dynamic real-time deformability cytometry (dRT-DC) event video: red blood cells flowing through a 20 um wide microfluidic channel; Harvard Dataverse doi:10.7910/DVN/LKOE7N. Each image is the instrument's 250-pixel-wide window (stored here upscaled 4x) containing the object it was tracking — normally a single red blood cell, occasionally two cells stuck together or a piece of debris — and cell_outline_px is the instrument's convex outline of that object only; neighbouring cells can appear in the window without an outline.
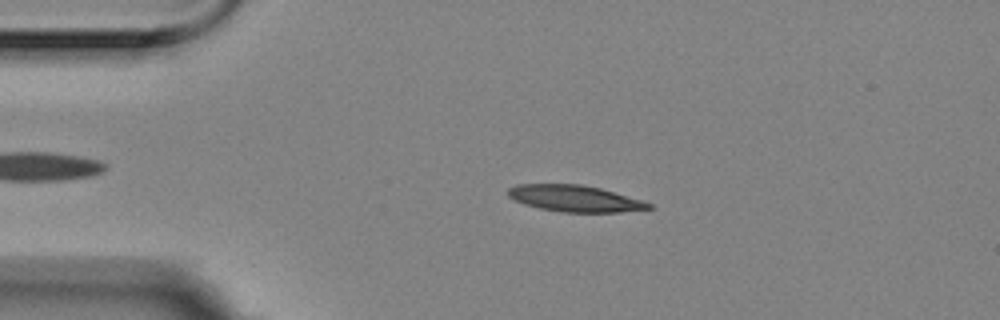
{"species": "Egyptian fruit bat (a non-hibernating species)", "species_latin": "Rousettus aegyptiacus", "temperature_condition": "room temperature", "stored_images_in_passage": 3, "camera_frame_rate_fps": 3000, "um_per_image_px": 0.085, "animal": {"sex": "female"}, "frame": {"image": 1, "passage_image": 2, "time_ms": 0.333, "image_size_px": [1000, 320], "cell_outline_px": [[656, 208], [620, 212], [564, 212], [540, 208], [524, 204], [508, 196], [508, 188], [516, 184], [580, 184], [600, 188], [640, 200], [652, 204]], "centroid_in_image_um": [48.86, 16.87], "position_along_channel_um": 36.1, "area_um2": 21.5}}